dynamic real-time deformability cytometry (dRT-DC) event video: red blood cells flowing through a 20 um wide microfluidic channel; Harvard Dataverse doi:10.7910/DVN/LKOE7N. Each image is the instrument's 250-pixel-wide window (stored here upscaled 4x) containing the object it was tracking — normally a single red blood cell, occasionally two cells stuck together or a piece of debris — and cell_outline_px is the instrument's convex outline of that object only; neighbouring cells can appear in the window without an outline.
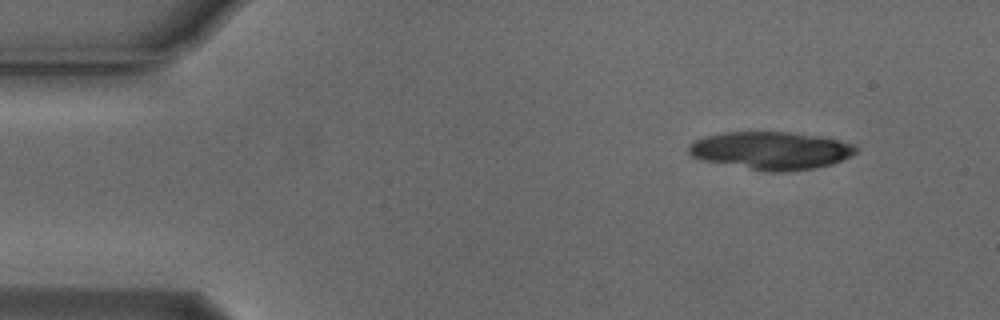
{"species": "Egyptian fruit bat (a non-hibernating species)", "species_latin": "Rousettus aegyptiacus", "temperature_condition": "cold", "stored_images_in_passage": 5, "camera_frame_rate_fps": 3000, "um_per_image_px": 0.085, "animal": {"sex": "male"}, "frame": {"image": 1, "passage_image": 1, "time_ms": 0.0, "image_size_px": [1000, 320], "cell_outline_px": [[856, 152], [852, 156], [832, 164], [816, 168], [788, 172], [768, 172], [700, 160], [692, 156], [688, 152], [688, 144], [704, 136], [724, 132], [788, 132], [820, 136], [856, 144]], "centroid_in_image_um": [65.53, 12.8], "position_along_channel_um": 19.5, "area_um2": 37.17}}